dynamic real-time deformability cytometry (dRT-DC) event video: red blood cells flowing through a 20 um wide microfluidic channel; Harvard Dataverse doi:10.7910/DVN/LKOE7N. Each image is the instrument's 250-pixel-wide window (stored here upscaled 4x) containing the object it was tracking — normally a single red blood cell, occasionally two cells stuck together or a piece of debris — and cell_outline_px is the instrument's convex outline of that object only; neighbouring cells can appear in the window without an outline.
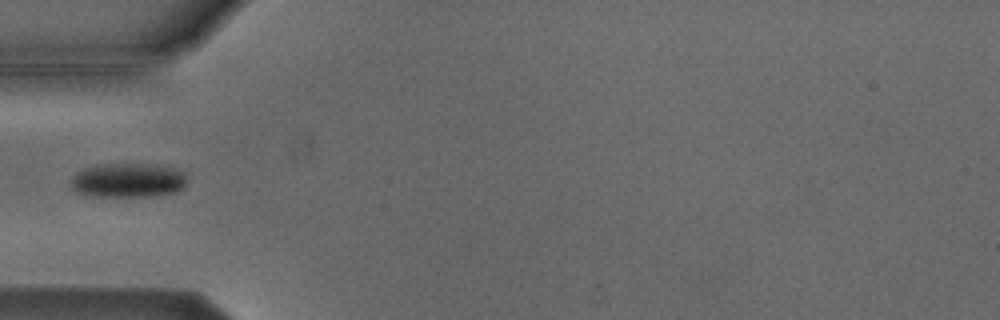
{"species": "Egyptian fruit bat (a non-hibernating species)", "species_latin": "Rousettus aegyptiacus", "temperature_condition": "cold", "stored_images_in_passage": 6, "camera_frame_rate_fps": 3000, "um_per_image_px": 0.085, "animal": {"sex": "male"}, "frame": {"image": 1, "passage_image": 5, "time_ms": 5.0, "image_size_px": [1000, 320], "cell_outline_px": [[188, 180], [184, 188], [176, 192], [152, 196], [84, 196], [76, 192], [68, 184], [68, 180], [76, 172], [84, 168], [96, 164], [164, 164], [184, 172]], "centroid_in_image_um": [10.86, 15.32], "position_along_channel_um": 74.1, "area_um2": 23.99}}
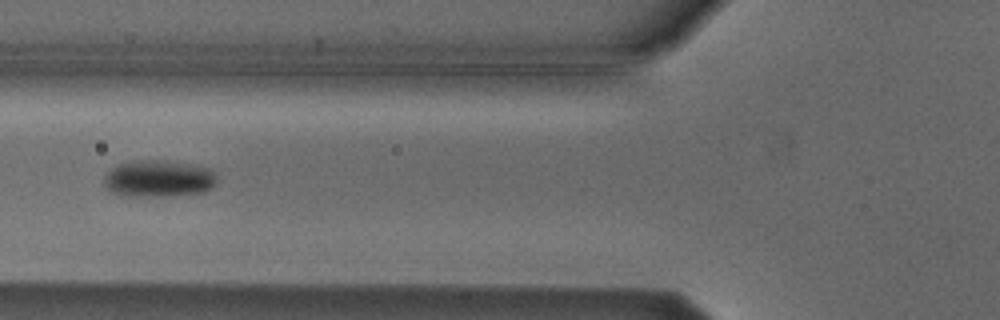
{"frame": {"image": 2, "passage_image": 6, "time_ms": 6.0, "image_size_px": [1000, 320], "cell_outline_px": [[216, 184], [212, 188], [204, 192], [176, 196], [124, 196], [112, 192], [104, 184], [104, 176], [112, 168], [120, 164], [132, 160], [164, 160], [196, 164], [212, 168], [216, 176]], "centroid_in_image_um": [13.54, 15.18], "position_along_channel_um": 112.3, "area_um2": 24.74}}